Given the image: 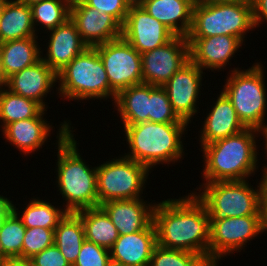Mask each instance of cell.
Listing matches in <instances>:
<instances>
[{
	"label": "cell",
	"mask_w": 267,
	"mask_h": 266,
	"mask_svg": "<svg viewBox=\"0 0 267 266\" xmlns=\"http://www.w3.org/2000/svg\"><path fill=\"white\" fill-rule=\"evenodd\" d=\"M85 239L82 221L75 213H67L54 230V244L71 266Z\"/></svg>",
	"instance_id": "obj_29"
},
{
	"label": "cell",
	"mask_w": 267,
	"mask_h": 266,
	"mask_svg": "<svg viewBox=\"0 0 267 266\" xmlns=\"http://www.w3.org/2000/svg\"><path fill=\"white\" fill-rule=\"evenodd\" d=\"M143 83L163 86L190 61L187 37L175 36L165 45L141 54Z\"/></svg>",
	"instance_id": "obj_13"
},
{
	"label": "cell",
	"mask_w": 267,
	"mask_h": 266,
	"mask_svg": "<svg viewBox=\"0 0 267 266\" xmlns=\"http://www.w3.org/2000/svg\"><path fill=\"white\" fill-rule=\"evenodd\" d=\"M6 88V78L2 74V70L0 68V92Z\"/></svg>",
	"instance_id": "obj_45"
},
{
	"label": "cell",
	"mask_w": 267,
	"mask_h": 266,
	"mask_svg": "<svg viewBox=\"0 0 267 266\" xmlns=\"http://www.w3.org/2000/svg\"><path fill=\"white\" fill-rule=\"evenodd\" d=\"M194 4L195 0H145L142 7L176 36L187 37L192 26Z\"/></svg>",
	"instance_id": "obj_23"
},
{
	"label": "cell",
	"mask_w": 267,
	"mask_h": 266,
	"mask_svg": "<svg viewBox=\"0 0 267 266\" xmlns=\"http://www.w3.org/2000/svg\"><path fill=\"white\" fill-rule=\"evenodd\" d=\"M190 61L203 71L220 72L231 66L235 53L245 44L237 37L216 35L211 37H187ZM228 64V65H227ZM222 69V70H221ZM215 70V71H214ZM220 70V71H219Z\"/></svg>",
	"instance_id": "obj_14"
},
{
	"label": "cell",
	"mask_w": 267,
	"mask_h": 266,
	"mask_svg": "<svg viewBox=\"0 0 267 266\" xmlns=\"http://www.w3.org/2000/svg\"><path fill=\"white\" fill-rule=\"evenodd\" d=\"M261 170L262 176L259 180L261 191V216L264 228V233L267 234V169L264 167V163Z\"/></svg>",
	"instance_id": "obj_39"
},
{
	"label": "cell",
	"mask_w": 267,
	"mask_h": 266,
	"mask_svg": "<svg viewBox=\"0 0 267 266\" xmlns=\"http://www.w3.org/2000/svg\"><path fill=\"white\" fill-rule=\"evenodd\" d=\"M6 259L0 254V266H4Z\"/></svg>",
	"instance_id": "obj_49"
},
{
	"label": "cell",
	"mask_w": 267,
	"mask_h": 266,
	"mask_svg": "<svg viewBox=\"0 0 267 266\" xmlns=\"http://www.w3.org/2000/svg\"><path fill=\"white\" fill-rule=\"evenodd\" d=\"M71 124L70 119L67 118L60 122V126L57 125L56 129H59L55 135L56 142L52 144L56 149L54 153H57L54 169L56 187L54 188L58 189V196H62L63 208L68 213H75L98 206L97 166L92 167L83 158L82 152L78 149L79 140L78 138L75 140L76 137H74L76 129Z\"/></svg>",
	"instance_id": "obj_2"
},
{
	"label": "cell",
	"mask_w": 267,
	"mask_h": 266,
	"mask_svg": "<svg viewBox=\"0 0 267 266\" xmlns=\"http://www.w3.org/2000/svg\"><path fill=\"white\" fill-rule=\"evenodd\" d=\"M70 19L88 47L122 37V25L113 16L91 8L81 0L71 3Z\"/></svg>",
	"instance_id": "obj_16"
},
{
	"label": "cell",
	"mask_w": 267,
	"mask_h": 266,
	"mask_svg": "<svg viewBox=\"0 0 267 266\" xmlns=\"http://www.w3.org/2000/svg\"><path fill=\"white\" fill-rule=\"evenodd\" d=\"M149 122L187 123L173 111L168 94L163 86L150 85Z\"/></svg>",
	"instance_id": "obj_34"
},
{
	"label": "cell",
	"mask_w": 267,
	"mask_h": 266,
	"mask_svg": "<svg viewBox=\"0 0 267 266\" xmlns=\"http://www.w3.org/2000/svg\"><path fill=\"white\" fill-rule=\"evenodd\" d=\"M215 97L210 107L204 115V121H201V128L198 133V144L202 148L206 144H211L228 136L237 134L246 127L240 121L232 105L231 100L221 90ZM209 110V111H208Z\"/></svg>",
	"instance_id": "obj_20"
},
{
	"label": "cell",
	"mask_w": 267,
	"mask_h": 266,
	"mask_svg": "<svg viewBox=\"0 0 267 266\" xmlns=\"http://www.w3.org/2000/svg\"><path fill=\"white\" fill-rule=\"evenodd\" d=\"M258 141H262L263 146ZM258 146L264 147V134L253 128H245L237 134L204 145L200 148L203 153L202 183L252 179L250 177L259 172L261 165Z\"/></svg>",
	"instance_id": "obj_3"
},
{
	"label": "cell",
	"mask_w": 267,
	"mask_h": 266,
	"mask_svg": "<svg viewBox=\"0 0 267 266\" xmlns=\"http://www.w3.org/2000/svg\"><path fill=\"white\" fill-rule=\"evenodd\" d=\"M252 13L255 29L267 23V0H252Z\"/></svg>",
	"instance_id": "obj_40"
},
{
	"label": "cell",
	"mask_w": 267,
	"mask_h": 266,
	"mask_svg": "<svg viewBox=\"0 0 267 266\" xmlns=\"http://www.w3.org/2000/svg\"><path fill=\"white\" fill-rule=\"evenodd\" d=\"M262 234V216L210 219L209 263L222 265L220 262L225 257H231V254L242 250L247 252V243L249 246L251 241Z\"/></svg>",
	"instance_id": "obj_10"
},
{
	"label": "cell",
	"mask_w": 267,
	"mask_h": 266,
	"mask_svg": "<svg viewBox=\"0 0 267 266\" xmlns=\"http://www.w3.org/2000/svg\"><path fill=\"white\" fill-rule=\"evenodd\" d=\"M156 200L122 199L111 200L101 204L119 236L145 230L153 222V211Z\"/></svg>",
	"instance_id": "obj_21"
},
{
	"label": "cell",
	"mask_w": 267,
	"mask_h": 266,
	"mask_svg": "<svg viewBox=\"0 0 267 266\" xmlns=\"http://www.w3.org/2000/svg\"><path fill=\"white\" fill-rule=\"evenodd\" d=\"M197 3H224V2H233V3H252V0H195Z\"/></svg>",
	"instance_id": "obj_43"
},
{
	"label": "cell",
	"mask_w": 267,
	"mask_h": 266,
	"mask_svg": "<svg viewBox=\"0 0 267 266\" xmlns=\"http://www.w3.org/2000/svg\"><path fill=\"white\" fill-rule=\"evenodd\" d=\"M208 266H220V265H216L214 263H210Z\"/></svg>",
	"instance_id": "obj_51"
},
{
	"label": "cell",
	"mask_w": 267,
	"mask_h": 266,
	"mask_svg": "<svg viewBox=\"0 0 267 266\" xmlns=\"http://www.w3.org/2000/svg\"><path fill=\"white\" fill-rule=\"evenodd\" d=\"M43 109L36 101L4 88L0 92V130L11 122L36 117Z\"/></svg>",
	"instance_id": "obj_30"
},
{
	"label": "cell",
	"mask_w": 267,
	"mask_h": 266,
	"mask_svg": "<svg viewBox=\"0 0 267 266\" xmlns=\"http://www.w3.org/2000/svg\"><path fill=\"white\" fill-rule=\"evenodd\" d=\"M28 37H41L33 26L31 6L8 0L0 16V43Z\"/></svg>",
	"instance_id": "obj_26"
},
{
	"label": "cell",
	"mask_w": 267,
	"mask_h": 266,
	"mask_svg": "<svg viewBox=\"0 0 267 266\" xmlns=\"http://www.w3.org/2000/svg\"><path fill=\"white\" fill-rule=\"evenodd\" d=\"M26 227L13 211L0 229V254L5 259H23Z\"/></svg>",
	"instance_id": "obj_32"
},
{
	"label": "cell",
	"mask_w": 267,
	"mask_h": 266,
	"mask_svg": "<svg viewBox=\"0 0 267 266\" xmlns=\"http://www.w3.org/2000/svg\"><path fill=\"white\" fill-rule=\"evenodd\" d=\"M28 201L21 207L19 210L16 207V202L13 204V211L21 219L23 225L26 228H48L55 229L58 226V223L66 216L68 213L63 206L59 205L60 203L43 200L41 197H31L28 198ZM56 203V205H55Z\"/></svg>",
	"instance_id": "obj_27"
},
{
	"label": "cell",
	"mask_w": 267,
	"mask_h": 266,
	"mask_svg": "<svg viewBox=\"0 0 267 266\" xmlns=\"http://www.w3.org/2000/svg\"><path fill=\"white\" fill-rule=\"evenodd\" d=\"M4 266H33L28 259H6Z\"/></svg>",
	"instance_id": "obj_42"
},
{
	"label": "cell",
	"mask_w": 267,
	"mask_h": 266,
	"mask_svg": "<svg viewBox=\"0 0 267 266\" xmlns=\"http://www.w3.org/2000/svg\"><path fill=\"white\" fill-rule=\"evenodd\" d=\"M250 180L202 183L190 192L206 206L210 219L261 216L260 182L254 187Z\"/></svg>",
	"instance_id": "obj_7"
},
{
	"label": "cell",
	"mask_w": 267,
	"mask_h": 266,
	"mask_svg": "<svg viewBox=\"0 0 267 266\" xmlns=\"http://www.w3.org/2000/svg\"><path fill=\"white\" fill-rule=\"evenodd\" d=\"M175 36L143 7H130L122 26V37L140 54L165 45Z\"/></svg>",
	"instance_id": "obj_15"
},
{
	"label": "cell",
	"mask_w": 267,
	"mask_h": 266,
	"mask_svg": "<svg viewBox=\"0 0 267 266\" xmlns=\"http://www.w3.org/2000/svg\"><path fill=\"white\" fill-rule=\"evenodd\" d=\"M108 266H127V265H123V264H119V263L111 261Z\"/></svg>",
	"instance_id": "obj_48"
},
{
	"label": "cell",
	"mask_w": 267,
	"mask_h": 266,
	"mask_svg": "<svg viewBox=\"0 0 267 266\" xmlns=\"http://www.w3.org/2000/svg\"><path fill=\"white\" fill-rule=\"evenodd\" d=\"M75 214L82 221L86 240L110 249L119 238L117 228L101 206L80 210Z\"/></svg>",
	"instance_id": "obj_28"
},
{
	"label": "cell",
	"mask_w": 267,
	"mask_h": 266,
	"mask_svg": "<svg viewBox=\"0 0 267 266\" xmlns=\"http://www.w3.org/2000/svg\"><path fill=\"white\" fill-rule=\"evenodd\" d=\"M205 78V72L189 61L163 85L173 111L181 120L191 125L193 119L201 112L198 105L201 104V94L204 95L201 92L204 90L202 86L206 87L202 83Z\"/></svg>",
	"instance_id": "obj_12"
},
{
	"label": "cell",
	"mask_w": 267,
	"mask_h": 266,
	"mask_svg": "<svg viewBox=\"0 0 267 266\" xmlns=\"http://www.w3.org/2000/svg\"><path fill=\"white\" fill-rule=\"evenodd\" d=\"M54 230L48 228H26L23 241V259H30L33 255L54 244Z\"/></svg>",
	"instance_id": "obj_35"
},
{
	"label": "cell",
	"mask_w": 267,
	"mask_h": 266,
	"mask_svg": "<svg viewBox=\"0 0 267 266\" xmlns=\"http://www.w3.org/2000/svg\"><path fill=\"white\" fill-rule=\"evenodd\" d=\"M38 38L28 37L0 43V68L6 79L41 60L42 47Z\"/></svg>",
	"instance_id": "obj_24"
},
{
	"label": "cell",
	"mask_w": 267,
	"mask_h": 266,
	"mask_svg": "<svg viewBox=\"0 0 267 266\" xmlns=\"http://www.w3.org/2000/svg\"><path fill=\"white\" fill-rule=\"evenodd\" d=\"M11 197L4 196V193L0 194V229L3 227L7 217L13 212L14 202L10 200Z\"/></svg>",
	"instance_id": "obj_41"
},
{
	"label": "cell",
	"mask_w": 267,
	"mask_h": 266,
	"mask_svg": "<svg viewBox=\"0 0 267 266\" xmlns=\"http://www.w3.org/2000/svg\"><path fill=\"white\" fill-rule=\"evenodd\" d=\"M264 154L265 155H263L265 158L264 159H266L267 160V132L264 134ZM264 167L267 169V163L266 164H264Z\"/></svg>",
	"instance_id": "obj_46"
},
{
	"label": "cell",
	"mask_w": 267,
	"mask_h": 266,
	"mask_svg": "<svg viewBox=\"0 0 267 266\" xmlns=\"http://www.w3.org/2000/svg\"><path fill=\"white\" fill-rule=\"evenodd\" d=\"M257 60L247 69L242 66L228 69V76H225L226 79L223 80L225 85L222 84L221 90L231 100L243 125L265 134L267 132V83H265L267 72L262 61Z\"/></svg>",
	"instance_id": "obj_5"
},
{
	"label": "cell",
	"mask_w": 267,
	"mask_h": 266,
	"mask_svg": "<svg viewBox=\"0 0 267 266\" xmlns=\"http://www.w3.org/2000/svg\"><path fill=\"white\" fill-rule=\"evenodd\" d=\"M56 85H58L57 73L42 59L6 79V88L8 90L36 101L46 110L50 109L47 105L50 103L46 101V97L51 96L55 88L56 93L54 94L58 95V86Z\"/></svg>",
	"instance_id": "obj_18"
},
{
	"label": "cell",
	"mask_w": 267,
	"mask_h": 266,
	"mask_svg": "<svg viewBox=\"0 0 267 266\" xmlns=\"http://www.w3.org/2000/svg\"><path fill=\"white\" fill-rule=\"evenodd\" d=\"M110 251L85 239L75 263L72 266H108Z\"/></svg>",
	"instance_id": "obj_36"
},
{
	"label": "cell",
	"mask_w": 267,
	"mask_h": 266,
	"mask_svg": "<svg viewBox=\"0 0 267 266\" xmlns=\"http://www.w3.org/2000/svg\"><path fill=\"white\" fill-rule=\"evenodd\" d=\"M156 245V228L152 222L145 230L119 236L109 249L110 258L127 266H149Z\"/></svg>",
	"instance_id": "obj_22"
},
{
	"label": "cell",
	"mask_w": 267,
	"mask_h": 266,
	"mask_svg": "<svg viewBox=\"0 0 267 266\" xmlns=\"http://www.w3.org/2000/svg\"><path fill=\"white\" fill-rule=\"evenodd\" d=\"M127 6L130 7H142L145 3V0H124Z\"/></svg>",
	"instance_id": "obj_44"
},
{
	"label": "cell",
	"mask_w": 267,
	"mask_h": 266,
	"mask_svg": "<svg viewBox=\"0 0 267 266\" xmlns=\"http://www.w3.org/2000/svg\"><path fill=\"white\" fill-rule=\"evenodd\" d=\"M209 264L203 256L196 253L166 249L156 245L149 266H208Z\"/></svg>",
	"instance_id": "obj_33"
},
{
	"label": "cell",
	"mask_w": 267,
	"mask_h": 266,
	"mask_svg": "<svg viewBox=\"0 0 267 266\" xmlns=\"http://www.w3.org/2000/svg\"><path fill=\"white\" fill-rule=\"evenodd\" d=\"M69 1H70V2L72 3V2H76V1H79V0H69Z\"/></svg>",
	"instance_id": "obj_53"
},
{
	"label": "cell",
	"mask_w": 267,
	"mask_h": 266,
	"mask_svg": "<svg viewBox=\"0 0 267 266\" xmlns=\"http://www.w3.org/2000/svg\"><path fill=\"white\" fill-rule=\"evenodd\" d=\"M47 111L43 109L36 117L11 122L1 130L4 136L1 138L9 142L11 148L14 146L20 154L23 153L22 158L35 155L50 142L51 134L55 135L53 123L45 117Z\"/></svg>",
	"instance_id": "obj_19"
},
{
	"label": "cell",
	"mask_w": 267,
	"mask_h": 266,
	"mask_svg": "<svg viewBox=\"0 0 267 266\" xmlns=\"http://www.w3.org/2000/svg\"><path fill=\"white\" fill-rule=\"evenodd\" d=\"M150 84L141 83L121 90L113 103L120 125L149 121Z\"/></svg>",
	"instance_id": "obj_25"
},
{
	"label": "cell",
	"mask_w": 267,
	"mask_h": 266,
	"mask_svg": "<svg viewBox=\"0 0 267 266\" xmlns=\"http://www.w3.org/2000/svg\"><path fill=\"white\" fill-rule=\"evenodd\" d=\"M108 76L110 88L118 94L143 83L141 54L123 37L95 46Z\"/></svg>",
	"instance_id": "obj_11"
},
{
	"label": "cell",
	"mask_w": 267,
	"mask_h": 266,
	"mask_svg": "<svg viewBox=\"0 0 267 266\" xmlns=\"http://www.w3.org/2000/svg\"><path fill=\"white\" fill-rule=\"evenodd\" d=\"M4 5H5V3H0V16H1Z\"/></svg>",
	"instance_id": "obj_50"
},
{
	"label": "cell",
	"mask_w": 267,
	"mask_h": 266,
	"mask_svg": "<svg viewBox=\"0 0 267 266\" xmlns=\"http://www.w3.org/2000/svg\"><path fill=\"white\" fill-rule=\"evenodd\" d=\"M151 173L146 166L121 154L97 164L98 206L111 200L145 198L142 194H146Z\"/></svg>",
	"instance_id": "obj_9"
},
{
	"label": "cell",
	"mask_w": 267,
	"mask_h": 266,
	"mask_svg": "<svg viewBox=\"0 0 267 266\" xmlns=\"http://www.w3.org/2000/svg\"><path fill=\"white\" fill-rule=\"evenodd\" d=\"M58 98L65 101L111 100L117 94L110 88L103 62L95 47H87L58 74ZM77 100V101H76Z\"/></svg>",
	"instance_id": "obj_6"
},
{
	"label": "cell",
	"mask_w": 267,
	"mask_h": 266,
	"mask_svg": "<svg viewBox=\"0 0 267 266\" xmlns=\"http://www.w3.org/2000/svg\"><path fill=\"white\" fill-rule=\"evenodd\" d=\"M18 1L21 2V3H24V4L28 5V6H32L33 4L42 2L44 0H18Z\"/></svg>",
	"instance_id": "obj_47"
},
{
	"label": "cell",
	"mask_w": 267,
	"mask_h": 266,
	"mask_svg": "<svg viewBox=\"0 0 267 266\" xmlns=\"http://www.w3.org/2000/svg\"><path fill=\"white\" fill-rule=\"evenodd\" d=\"M8 0H0V3H6Z\"/></svg>",
	"instance_id": "obj_52"
},
{
	"label": "cell",
	"mask_w": 267,
	"mask_h": 266,
	"mask_svg": "<svg viewBox=\"0 0 267 266\" xmlns=\"http://www.w3.org/2000/svg\"><path fill=\"white\" fill-rule=\"evenodd\" d=\"M70 7L69 0H44L33 4L32 21L36 34L42 30L41 35L42 32L46 33L65 23L70 18Z\"/></svg>",
	"instance_id": "obj_31"
},
{
	"label": "cell",
	"mask_w": 267,
	"mask_h": 266,
	"mask_svg": "<svg viewBox=\"0 0 267 266\" xmlns=\"http://www.w3.org/2000/svg\"><path fill=\"white\" fill-rule=\"evenodd\" d=\"M91 8L113 16L122 26L126 20L129 7L124 0H81Z\"/></svg>",
	"instance_id": "obj_37"
},
{
	"label": "cell",
	"mask_w": 267,
	"mask_h": 266,
	"mask_svg": "<svg viewBox=\"0 0 267 266\" xmlns=\"http://www.w3.org/2000/svg\"><path fill=\"white\" fill-rule=\"evenodd\" d=\"M153 223L158 246L196 253L209 262L210 217L194 193L157 201Z\"/></svg>",
	"instance_id": "obj_1"
},
{
	"label": "cell",
	"mask_w": 267,
	"mask_h": 266,
	"mask_svg": "<svg viewBox=\"0 0 267 266\" xmlns=\"http://www.w3.org/2000/svg\"><path fill=\"white\" fill-rule=\"evenodd\" d=\"M189 125L149 121L122 125L121 134L125 136L123 139L128 149L123 155L146 166L151 172L157 165L164 164L169 168L171 164L181 163L186 156L184 145L187 144L182 139L188 134Z\"/></svg>",
	"instance_id": "obj_4"
},
{
	"label": "cell",
	"mask_w": 267,
	"mask_h": 266,
	"mask_svg": "<svg viewBox=\"0 0 267 266\" xmlns=\"http://www.w3.org/2000/svg\"><path fill=\"white\" fill-rule=\"evenodd\" d=\"M28 260L33 266H71L55 244L33 255Z\"/></svg>",
	"instance_id": "obj_38"
},
{
	"label": "cell",
	"mask_w": 267,
	"mask_h": 266,
	"mask_svg": "<svg viewBox=\"0 0 267 266\" xmlns=\"http://www.w3.org/2000/svg\"><path fill=\"white\" fill-rule=\"evenodd\" d=\"M44 34L47 35L44 36ZM44 34L39 38L43 41L45 37V41L41 43V47L45 46V49L41 48V59L57 74L88 47L81 39L76 24L70 18Z\"/></svg>",
	"instance_id": "obj_17"
},
{
	"label": "cell",
	"mask_w": 267,
	"mask_h": 266,
	"mask_svg": "<svg viewBox=\"0 0 267 266\" xmlns=\"http://www.w3.org/2000/svg\"><path fill=\"white\" fill-rule=\"evenodd\" d=\"M255 31L252 3H197L193 7L192 26L187 37L229 35L244 44Z\"/></svg>",
	"instance_id": "obj_8"
}]
</instances>
